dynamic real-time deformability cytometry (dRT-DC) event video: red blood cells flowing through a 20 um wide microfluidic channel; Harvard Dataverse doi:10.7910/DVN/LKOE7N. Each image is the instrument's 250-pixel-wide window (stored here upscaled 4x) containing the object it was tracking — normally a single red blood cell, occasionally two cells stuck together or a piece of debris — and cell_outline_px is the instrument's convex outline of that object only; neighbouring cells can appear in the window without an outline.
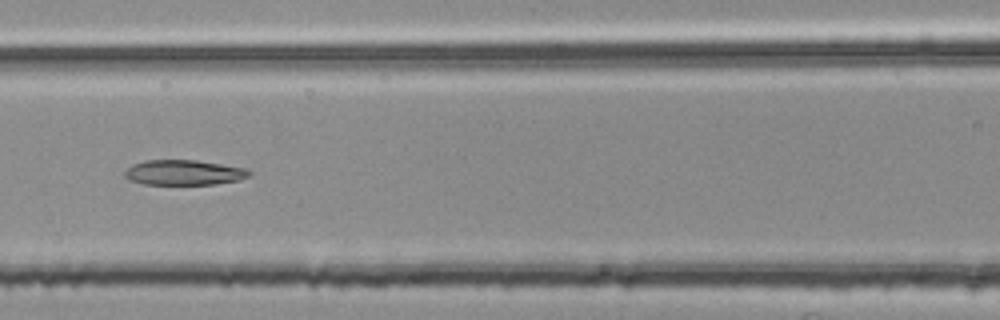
{"species": "common noctule bat (a hibernating species)", "species_latin": "Nyctalus noctula", "temperature_condition": "room temperature", "stored_images_in_passage": 51, "segment_of_instrument_passage": [2, 2], "camera_frame_rate_fps": 3000, "um_per_image_px": 0.085, "animal": {"sex": "female", "body_mass_g": 25.1}, "frame": {"image": 1, "passage_image": 21, "time_ms": 6.667, "image_size_px": [1000, 320], "cell_outline_px": [[252, 172], [248, 176], [240, 180], [216, 184], [144, 184], [128, 180], [124, 176], [124, 172], [132, 164], [144, 160], [196, 160], [244, 168]], "centroid_in_image_um": [15.59, 14.66], "position_along_channel_um": 151.0, "area_um2": 18.21}}
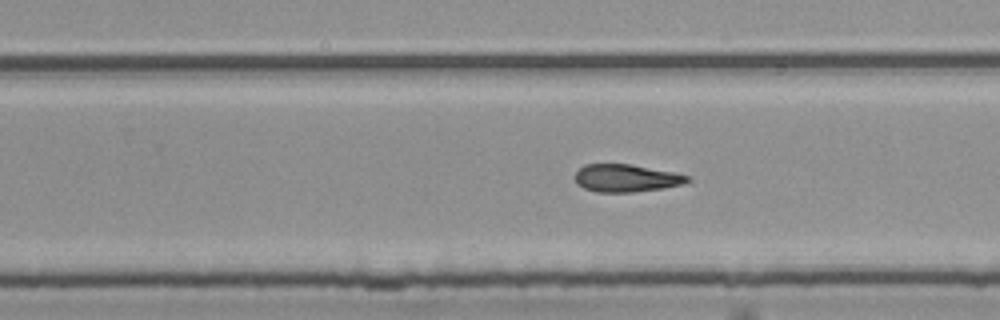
{"frame": {"image": 2, "passage_image": 31, "time_ms": 10.0, "image_size_px": [1000, 320], "cell_outline_px": [[688, 180], [680, 184], [660, 188], [632, 192], [596, 192], [584, 188], [576, 184], [576, 172], [584, 164], [632, 164], [672, 172], [688, 176]], "centroid_in_image_um": [53.14, 15.13], "position_along_channel_um": 276.7, "area_um2": 17.74}}
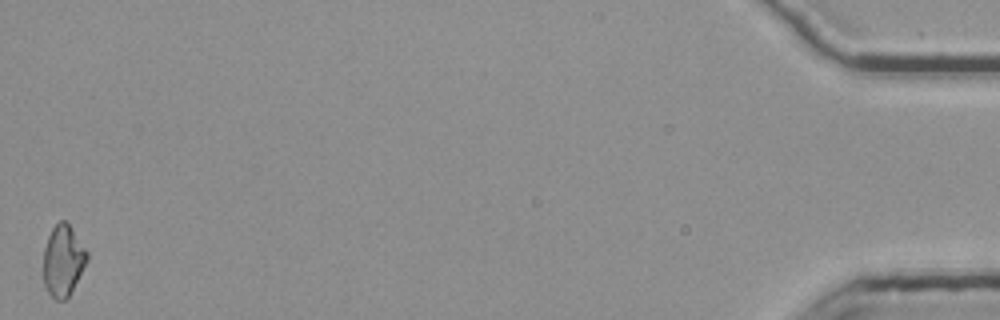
{"frame": {"image": 3, "passage_image": 51, "time_ms": 16.667, "image_size_px": [1000, 320], "cell_outline_px": [[88, 260], [68, 296], [64, 300], [56, 300], [48, 292], [44, 284], [44, 248], [48, 236], [52, 228], [60, 220], [64, 220], [68, 224], [88, 252]], "centroid_in_image_um": [5.36, 22.15], "position_along_channel_um": 429.8, "area_um2": 17.74}}